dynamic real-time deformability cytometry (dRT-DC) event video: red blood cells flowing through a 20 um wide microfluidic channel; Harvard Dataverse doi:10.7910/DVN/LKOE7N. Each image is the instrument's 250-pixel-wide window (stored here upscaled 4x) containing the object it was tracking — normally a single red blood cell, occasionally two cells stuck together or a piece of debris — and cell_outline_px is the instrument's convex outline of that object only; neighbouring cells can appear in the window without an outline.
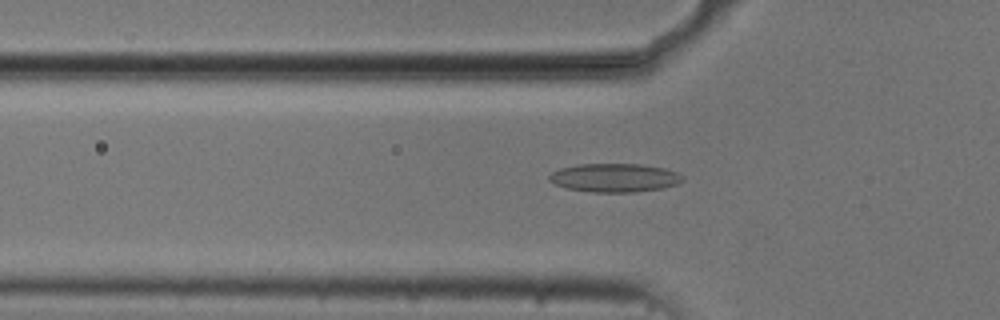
{"species": "common noctule bat (a hibernating species)", "species_latin": "Nyctalus noctula", "temperature_condition": "cold", "stored_images_in_passage": 40, "camera_frame_rate_fps": 3000, "um_per_image_px": 0.085, "animal": {"sex": "male", "body_mass_g": 20.5, "forearm_length_mm": 52.5}, "frame": {"image": 1, "passage_image": 18, "time_ms": 5.667, "image_size_px": [1000, 320], "cell_outline_px": [[684, 180], [676, 184], [660, 188], [632, 192], [592, 192], [568, 188], [556, 184], [548, 180], [548, 176], [552, 172], [560, 168], [580, 164], [640, 164], [664, 168], [676, 172], [684, 176]], "centroid_in_image_um": [52.23, 15.1], "position_along_channel_um": 73.6, "area_um2": 22.02}}
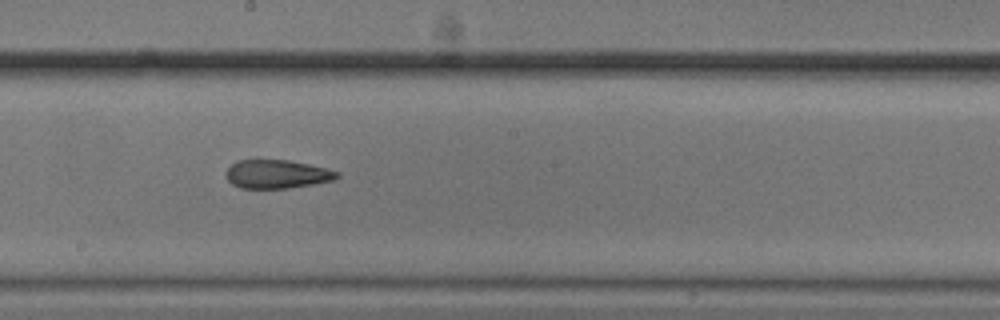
{"frame": {"image": 2, "passage_image": 30, "time_ms": 9.667, "image_size_px": [1000, 320], "cell_outline_px": [[340, 176], [332, 180], [312, 184], [288, 188], [240, 188], [232, 184], [228, 180], [224, 172], [236, 160], [288, 160], [328, 168], [340, 172]], "centroid_in_image_um": [23.53, 14.79], "position_along_channel_um": 224.7, "area_um2": 18.5}}
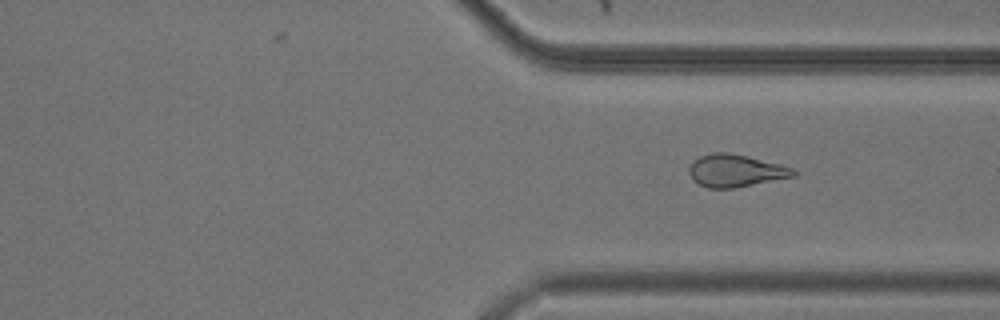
{"frame": {"image": 3, "passage_image": 40, "time_ms": 13.0, "image_size_px": [1000, 320], "cell_outline_px": [[796, 176], [732, 188], [708, 188], [692, 180], [688, 172], [688, 168], [700, 156], [712, 152], [728, 152], [748, 156], [780, 164], [792, 168], [796, 172]], "centroid_in_image_um": [62.51, 14.5], "position_along_channel_um": 348.9, "area_um2": 19.59}}